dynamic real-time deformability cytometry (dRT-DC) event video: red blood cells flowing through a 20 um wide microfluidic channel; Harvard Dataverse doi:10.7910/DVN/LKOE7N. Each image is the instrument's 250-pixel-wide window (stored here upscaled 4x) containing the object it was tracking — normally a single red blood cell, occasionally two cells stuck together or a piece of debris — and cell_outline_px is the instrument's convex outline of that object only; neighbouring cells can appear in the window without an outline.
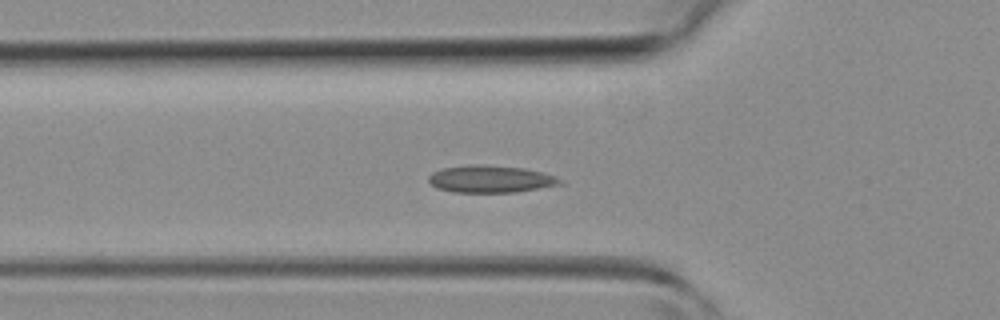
{"species": "common noctule bat (a hibernating species)", "species_latin": "Nyctalus noctula", "temperature_condition": "room temperature", "stored_images_in_passage": 23, "camera_frame_rate_fps": 3000, "um_per_image_px": 0.085, "animal": {"sex": "female", "body_mass_g": 19.3, "forearm_length_mm": 54.1}, "frame": {"image": 1, "passage_image": 14, "time_ms": 4.333, "image_size_px": [1000, 320], "cell_outline_px": [[564, 184], [516, 192], [452, 192], [436, 188], [428, 180], [428, 176], [432, 172], [440, 168], [468, 164], [480, 164], [524, 168], [544, 172], [556, 176], [564, 180]], "centroid_in_image_um": [41.71, 15.21], "position_along_channel_um": 84.1, "area_um2": 21.21}}
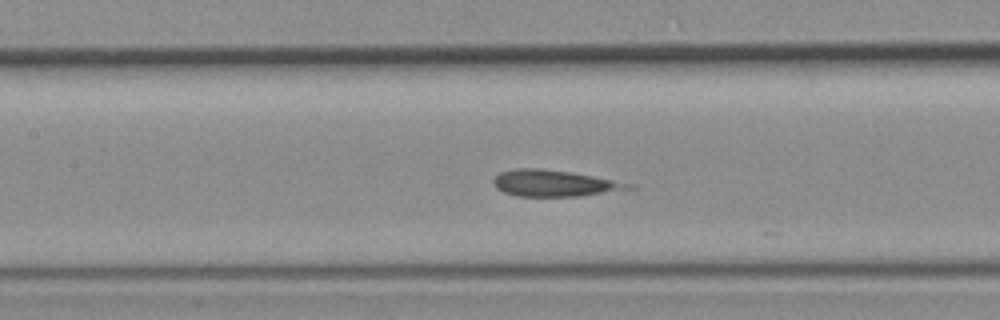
{"frame": {"image": 2, "passage_image": 19, "time_ms": 6.0, "image_size_px": [1000, 320], "cell_outline_px": [[636, 188], [580, 196], [516, 196], [504, 192], [496, 188], [492, 180], [500, 172], [516, 168], [540, 168], [572, 172], [636, 184]], "centroid_in_image_um": [47.13, 15.57], "position_along_channel_um": 160.3, "area_um2": 20.87}}
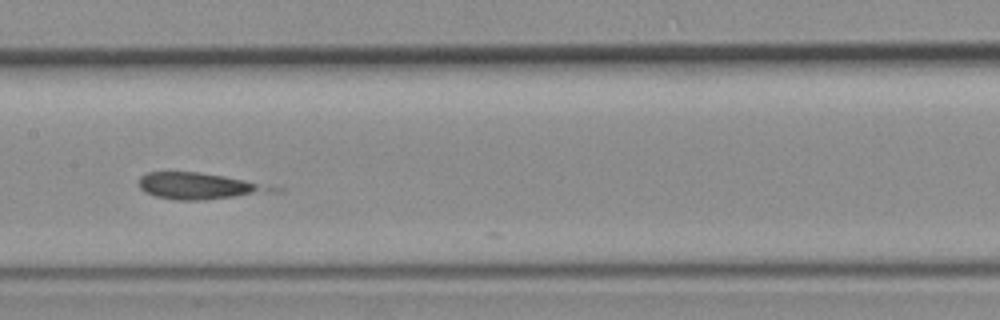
{"frame": {"image": 3, "passage_image": 21, "time_ms": 6.667, "image_size_px": [1000, 320], "cell_outline_px": [[284, 192], [204, 200], [176, 200], [156, 196], [144, 192], [136, 184], [140, 176], [148, 172], [200, 172], [224, 176], [268, 184], [284, 188]], "centroid_in_image_um": [17.05, 15.82], "position_along_channel_um": 190.4, "area_um2": 21.27}}